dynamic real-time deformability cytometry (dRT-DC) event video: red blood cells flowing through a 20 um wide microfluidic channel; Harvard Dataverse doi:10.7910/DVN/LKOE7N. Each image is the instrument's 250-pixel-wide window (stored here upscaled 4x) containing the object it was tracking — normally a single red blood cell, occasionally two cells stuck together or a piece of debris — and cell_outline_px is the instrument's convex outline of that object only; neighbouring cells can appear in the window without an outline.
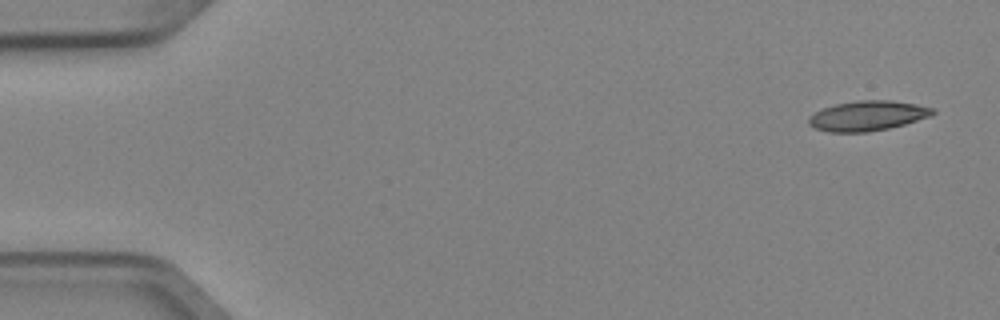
{"species": "Egyptian fruit bat (a non-hibernating species)", "species_latin": "Rousettus aegyptiacus", "temperature_condition": "cold", "stored_images_in_passage": 4, "camera_frame_rate_fps": 3000, "um_per_image_px": 0.085, "animal": {"sex": "female"}, "frame": {"image": 1, "passage_image": 1, "time_ms": 0.0, "image_size_px": [1000, 320], "cell_outline_px": [[936, 112], [932, 116], [904, 124], [888, 128], [868, 132], [828, 132], [816, 128], [808, 124], [808, 116], [824, 108], [836, 104], [856, 100], [892, 100], [916, 104], [932, 108]], "centroid_in_image_um": [73.75, 9.84], "position_along_channel_um": 11.3, "area_um2": 21.62}}
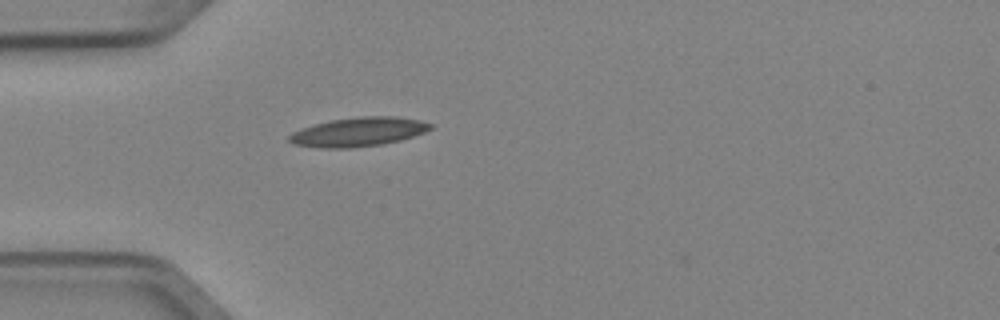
{"frame": {"image": 2, "passage_image": 4, "time_ms": 1.0, "image_size_px": [1000, 320], "cell_outline_px": [[432, 128], [424, 132], [400, 140], [380, 144], [352, 148], [320, 148], [292, 144], [288, 140], [288, 136], [292, 132], [300, 128], [328, 120], [360, 116], [396, 116], [420, 120], [432, 124]], "centroid_in_image_um": [30.41, 11.2], "position_along_channel_um": 54.6, "area_um2": 24.04}}